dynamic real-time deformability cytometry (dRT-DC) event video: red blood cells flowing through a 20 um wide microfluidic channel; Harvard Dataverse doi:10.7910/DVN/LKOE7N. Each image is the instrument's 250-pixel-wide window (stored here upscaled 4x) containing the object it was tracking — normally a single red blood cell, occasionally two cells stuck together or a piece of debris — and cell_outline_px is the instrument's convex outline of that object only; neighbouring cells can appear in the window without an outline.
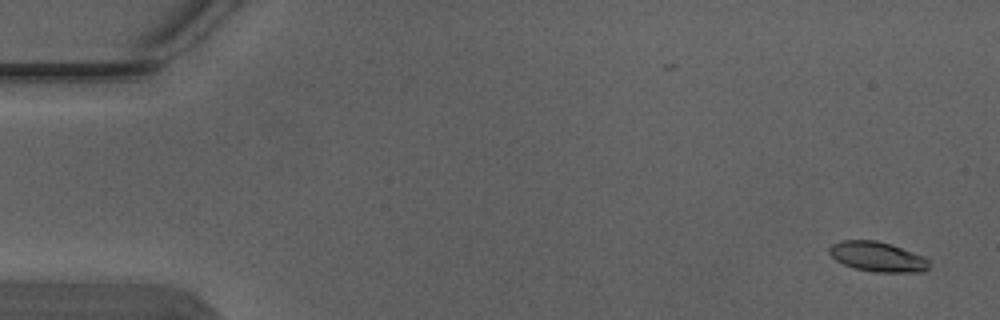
{"species": "Egyptian fruit bat (a non-hibernating species)", "species_latin": "Rousettus aegyptiacus", "temperature_condition": "warm", "stored_images_in_passage": 4, "camera_frame_rate_fps": 3000, "um_per_image_px": 0.085, "animal": {"sex": "male"}, "frame": {"image": 1, "passage_image": 1, "time_ms": 0.0, "image_size_px": [1000, 320], "cell_outline_px": [[928, 268], [924, 272], [876, 272], [852, 268], [836, 260], [828, 252], [828, 248], [832, 244], [840, 240], [876, 240], [892, 244], [924, 256], [928, 260]], "centroid_in_image_um": [74.57, 21.81], "position_along_channel_um": 10.4, "area_um2": 17.51}}
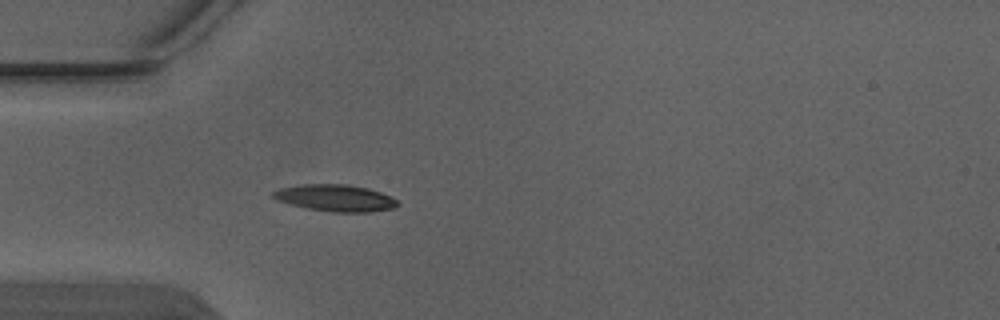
{"frame": {"image": 2, "passage_image": 4, "time_ms": 1.0, "image_size_px": [1000, 320], "cell_outline_px": [[400, 204], [396, 208], [368, 212], [332, 212], [308, 208], [292, 204], [280, 200], [272, 196], [272, 192], [280, 188], [304, 184], [348, 184], [368, 188], [392, 196]], "centroid_in_image_um": [28.58, 16.82], "position_along_channel_um": 56.4, "area_um2": 19.31}}